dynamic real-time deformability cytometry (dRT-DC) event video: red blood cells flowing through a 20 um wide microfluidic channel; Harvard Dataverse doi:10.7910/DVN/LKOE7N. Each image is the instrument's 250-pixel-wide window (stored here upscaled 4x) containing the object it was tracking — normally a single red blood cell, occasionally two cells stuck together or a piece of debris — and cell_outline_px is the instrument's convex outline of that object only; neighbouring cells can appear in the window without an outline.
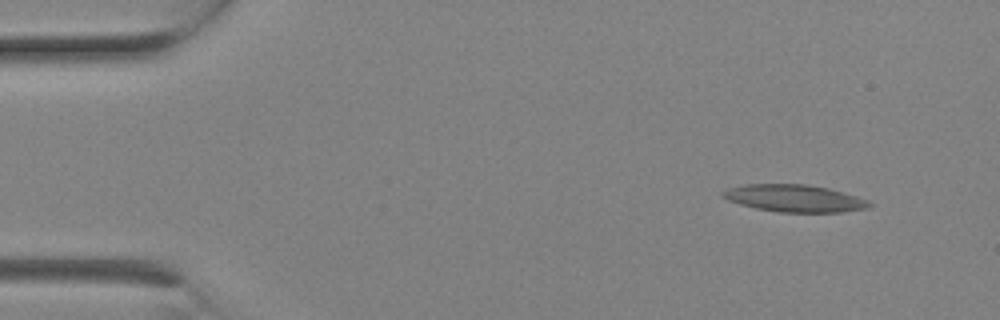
{"species": "Egyptian fruit bat (a non-hibernating species)", "species_latin": "Rousettus aegyptiacus", "temperature_condition": "room temperature", "stored_images_in_passage": 1, "camera_frame_rate_fps": 3000, "um_per_image_px": 0.085, "animal": {"sex": "female"}, "frame": {"image": 1, "passage_image": 1, "time_ms": 0.0, "image_size_px": [1000, 320], "cell_outline_px": [[872, 204], [868, 208], [840, 212], [780, 212], [756, 208], [740, 204], [728, 200], [720, 196], [720, 192], [728, 188], [744, 184], [804, 184], [828, 188], [856, 196], [868, 200]], "centroid_in_image_um": [67.49, 16.85], "position_along_channel_um": 17.5, "area_um2": 23.18}}